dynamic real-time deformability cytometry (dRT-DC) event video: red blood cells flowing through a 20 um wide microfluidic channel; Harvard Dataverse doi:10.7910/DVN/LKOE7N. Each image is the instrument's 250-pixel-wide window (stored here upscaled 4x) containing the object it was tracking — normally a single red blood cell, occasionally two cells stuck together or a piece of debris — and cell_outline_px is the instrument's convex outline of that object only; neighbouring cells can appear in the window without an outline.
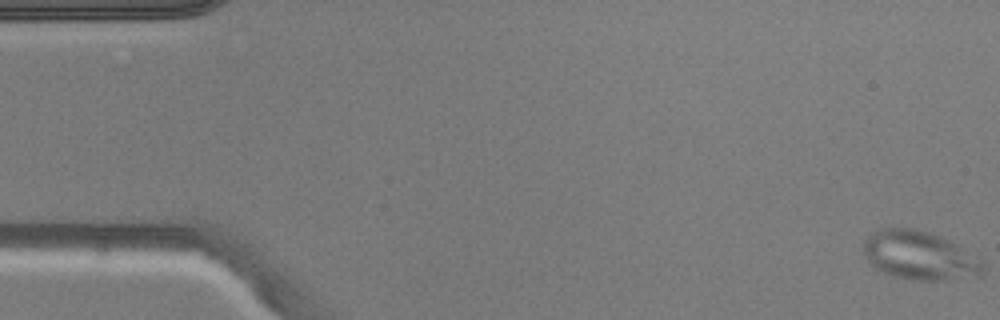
{"species": "common noctule bat (a hibernating species)", "species_latin": "Nyctalus noctula", "temperature_condition": "warm", "stored_images_in_passage": 51, "camera_frame_rate_fps": 3000, "um_per_image_px": 0.085, "animal": {"sex": "male", "body_mass_g": 20.5, "forearm_length_mm": 52.5}, "frame": {"image": 1, "passage_image": 1, "time_ms": 0.0, "image_size_px": [1000, 320], "cell_outline_px": [[984, 272], [980, 276], [944, 280], [912, 280], [896, 276], [884, 272], [876, 268], [864, 256], [864, 240], [872, 232], [880, 228], [920, 228], [940, 236], [956, 244], [984, 260]], "centroid_in_image_um": [78.2, 21.71], "position_along_channel_um": 6.8, "area_um2": 34.1}}
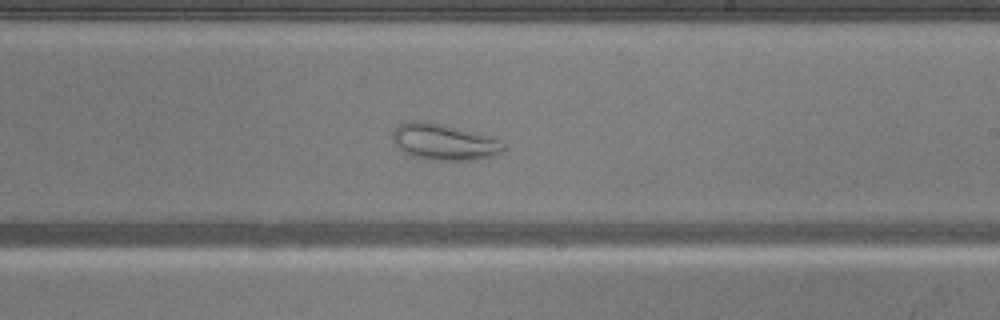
{"frame": {"image": 2, "passage_image": 30, "time_ms": 9.667, "image_size_px": [1000, 320], "cell_outline_px": [[504, 148], [500, 152], [492, 156], [472, 160], [436, 160], [412, 156], [404, 152], [392, 140], [392, 132], [396, 124], [408, 120], [420, 120], [440, 124], [492, 136], [500, 140]], "centroid_in_image_um": [37.69, 12.05], "position_along_channel_um": 251.3, "area_um2": 23.35}}
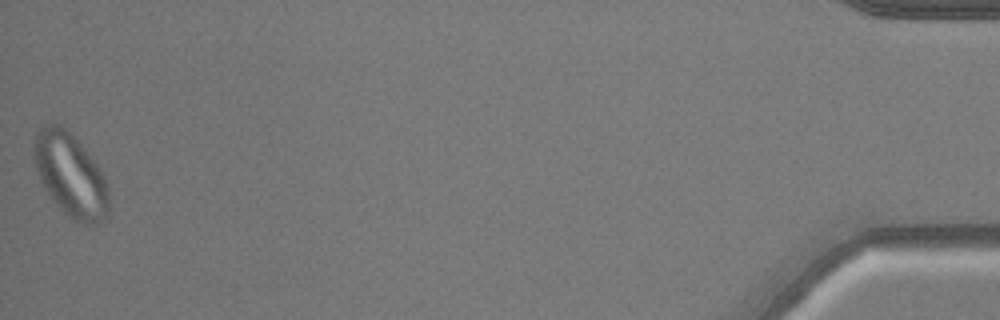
{"frame": {"image": 3, "passage_image": 51, "time_ms": 16.667, "image_size_px": [1000, 320], "cell_outline_px": [[108, 216], [100, 224], [84, 224], [72, 220], [52, 200], [44, 188], [40, 180], [32, 156], [32, 144], [36, 132], [40, 128], [48, 124], [60, 124], [80, 144], [100, 168], [104, 176], [108, 188]], "centroid_in_image_um": [5.97, 14.91], "position_along_channel_um": 429.2, "area_um2": 36.53}}